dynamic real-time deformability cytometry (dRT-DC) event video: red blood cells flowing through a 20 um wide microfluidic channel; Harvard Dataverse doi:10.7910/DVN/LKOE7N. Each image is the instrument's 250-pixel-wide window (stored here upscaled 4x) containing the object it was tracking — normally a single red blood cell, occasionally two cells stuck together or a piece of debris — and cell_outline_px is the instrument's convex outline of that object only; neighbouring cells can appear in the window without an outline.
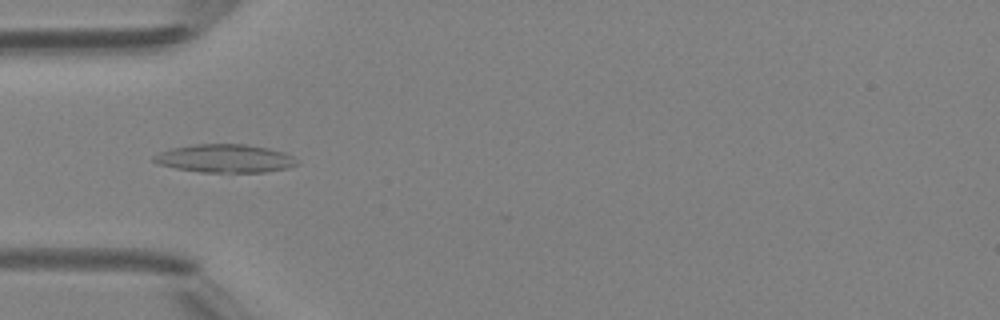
{"species": "Egyptian fruit bat (a non-hibernating species)", "species_latin": "Rousettus aegyptiacus", "temperature_condition": "room temperature", "stored_images_in_passage": 3, "camera_frame_rate_fps": 3000, "um_per_image_px": 0.085, "animal": {"sex": "female"}, "frame": {"image": 1, "passage_image": 3, "time_ms": 2.333, "image_size_px": [1000, 320], "cell_outline_px": [[300, 164], [288, 168], [264, 172], [200, 172], [176, 168], [156, 164], [152, 160], [152, 156], [160, 152], [172, 148], [196, 144], [244, 144], [268, 148], [284, 152], [292, 156]], "centroid_in_image_um": [19.12, 13.47], "position_along_channel_um": 65.9, "area_um2": 23.58}}